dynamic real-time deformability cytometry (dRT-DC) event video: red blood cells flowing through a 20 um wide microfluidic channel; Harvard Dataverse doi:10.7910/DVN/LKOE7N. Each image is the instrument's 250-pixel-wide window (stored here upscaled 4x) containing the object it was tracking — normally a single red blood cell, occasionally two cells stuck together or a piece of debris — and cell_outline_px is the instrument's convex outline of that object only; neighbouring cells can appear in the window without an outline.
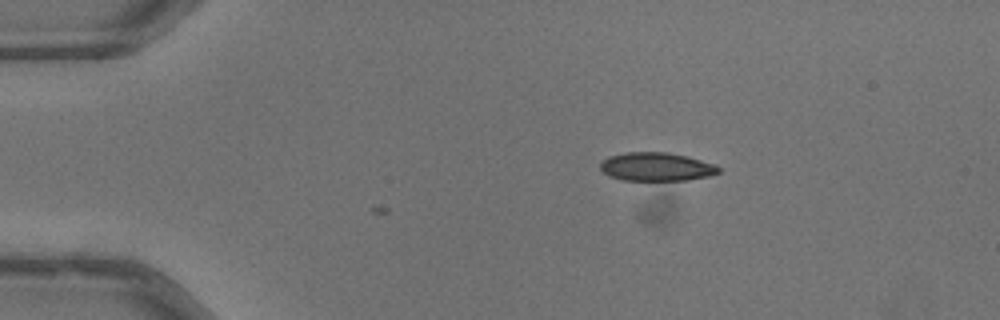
{"species": "common noctule bat (a hibernating species)", "species_latin": "Nyctalus noctula", "temperature_condition": "warm", "stored_images_in_passage": 2, "camera_frame_rate_fps": 3000, "um_per_image_px": 0.085, "animal": {"sex": "male", "body_mass_g": 13.3}, "frame": {"image": 1, "passage_image": 2, "time_ms": 0.333, "image_size_px": [1000, 320], "cell_outline_px": [[720, 172], [708, 176], [688, 180], [624, 180], [608, 176], [600, 168], [600, 164], [608, 156], [624, 152], [668, 152], [688, 156], [716, 164], [720, 168]], "centroid_in_image_um": [55.81, 14.17], "position_along_channel_um": 29.2, "area_um2": 19.77}}